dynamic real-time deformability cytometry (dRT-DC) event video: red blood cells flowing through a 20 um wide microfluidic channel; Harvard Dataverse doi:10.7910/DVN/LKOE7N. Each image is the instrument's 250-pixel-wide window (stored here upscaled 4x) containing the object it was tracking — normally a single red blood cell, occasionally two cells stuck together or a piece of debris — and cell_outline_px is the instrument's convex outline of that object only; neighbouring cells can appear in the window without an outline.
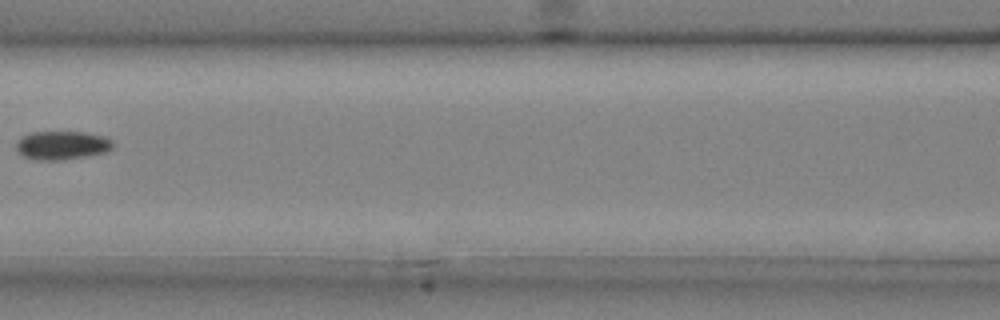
{"species": "common noctule bat (a hibernating species)", "species_latin": "Nyctalus noctula", "temperature_condition": "cold", "stored_images_in_passage": 4, "camera_frame_rate_fps": 3000, "um_per_image_px": 0.085, "animal": {"sex": "male", "body_mass_g": 20.4}, "frame": {"image": 1, "passage_image": 4, "time_ms": 1.0, "image_size_px": [1000, 320], "cell_outline_px": [[112, 148], [104, 152], [84, 156], [60, 160], [40, 160], [20, 156], [16, 148], [16, 144], [24, 136], [32, 132], [84, 132], [104, 136], [112, 140]], "centroid_in_image_um": [5.25, 12.35], "position_along_channel_um": 161.3, "area_um2": 15.9}}